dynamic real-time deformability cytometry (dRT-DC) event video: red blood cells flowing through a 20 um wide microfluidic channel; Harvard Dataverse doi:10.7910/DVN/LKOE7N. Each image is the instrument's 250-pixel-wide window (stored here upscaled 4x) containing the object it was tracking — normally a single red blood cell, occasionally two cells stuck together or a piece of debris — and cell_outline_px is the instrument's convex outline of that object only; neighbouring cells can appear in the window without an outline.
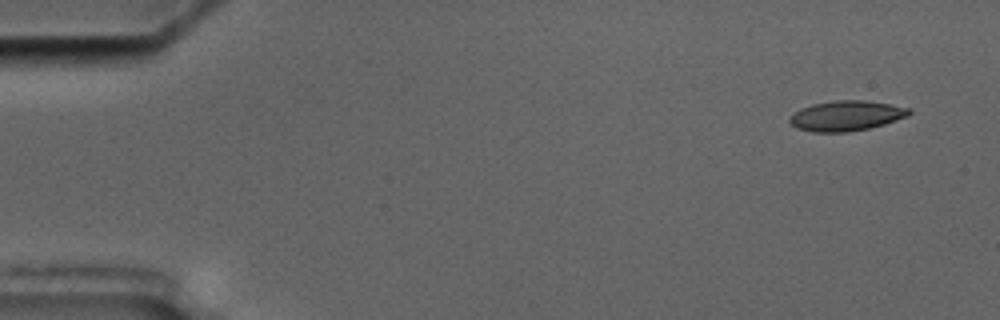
{"species": "common noctule bat (a hibernating species)", "species_latin": "Nyctalus noctula", "temperature_condition": "cold", "stored_images_in_passage": 6, "camera_frame_rate_fps": 3000, "um_per_image_px": 0.085, "animal": {"sex": "male", "body_mass_g": 17.5, "forearm_length_mm": 52.3}, "frame": {"image": 1, "passage_image": 1, "time_ms": 0.0, "image_size_px": [1000, 320], "cell_outline_px": [[912, 112], [908, 116], [884, 124], [868, 128], [848, 132], [812, 132], [796, 128], [788, 120], [788, 116], [792, 112], [800, 108], [812, 104], [836, 100], [864, 100], [912, 108]], "centroid_in_image_um": [71.9, 9.84], "position_along_channel_um": 13.1, "area_um2": 21.15}}
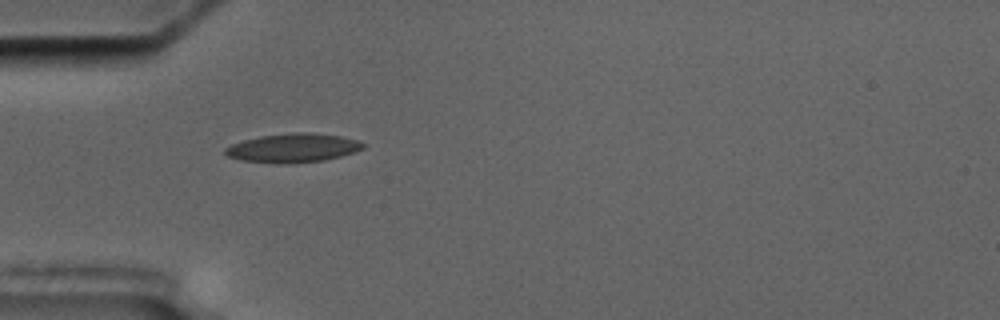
{"frame": {"image": 2, "passage_image": 5, "time_ms": 4.667, "image_size_px": [1000, 320], "cell_outline_px": [[364, 148], [356, 152], [324, 160], [292, 164], [284, 164], [240, 160], [228, 156], [224, 152], [224, 148], [232, 144], [244, 140], [260, 136], [296, 132], [312, 132], [340, 136], [356, 140], [364, 144]], "centroid_in_image_um": [24.9, 12.58], "position_along_channel_um": 60.1, "area_um2": 23.24}}